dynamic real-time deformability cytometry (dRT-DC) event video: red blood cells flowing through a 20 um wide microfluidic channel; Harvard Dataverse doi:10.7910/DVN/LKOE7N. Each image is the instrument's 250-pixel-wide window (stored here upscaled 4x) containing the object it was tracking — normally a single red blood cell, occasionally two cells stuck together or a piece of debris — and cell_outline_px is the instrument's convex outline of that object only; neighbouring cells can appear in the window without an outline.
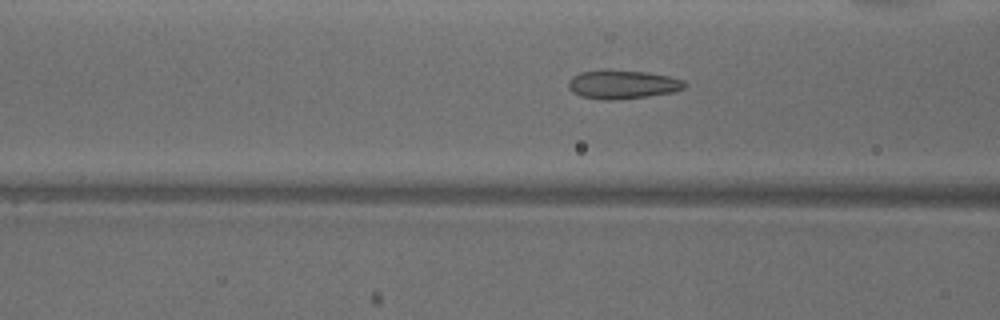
{"species": "common noctule bat (a hibernating species)", "species_latin": "Nyctalus noctula", "temperature_condition": "warm", "stored_images_in_passage": 45, "camera_frame_rate_fps": 3000, "um_per_image_px": 0.085, "animal": {"sex": "male", "body_mass_g": 18.8}, "frame": {"image": 1, "passage_image": 19, "time_ms": 6.0, "image_size_px": [1000, 320], "cell_outline_px": [[684, 88], [672, 92], [648, 96], [616, 100], [604, 100], [580, 96], [572, 92], [568, 88], [568, 80], [572, 76], [580, 72], [648, 72], [668, 76], [684, 80]], "centroid_in_image_um": [52.89, 7.21], "position_along_channel_um": 113.7, "area_um2": 18.84}}
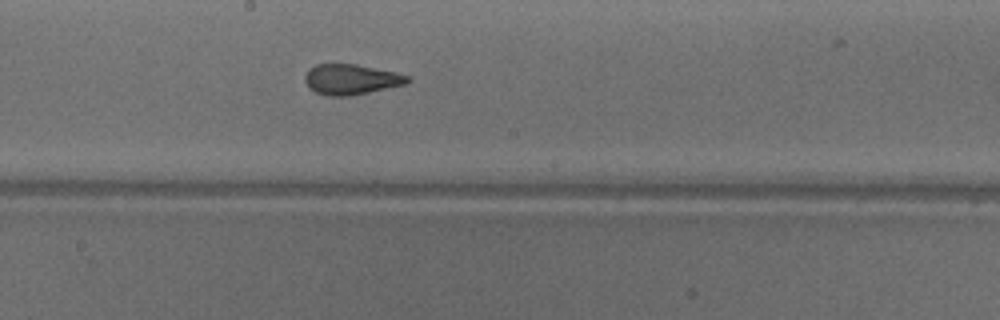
{"frame": {"image": 2, "passage_image": 27, "time_ms": 8.667, "image_size_px": [1000, 320], "cell_outline_px": [[412, 80], [408, 84], [352, 96], [328, 96], [316, 92], [308, 88], [304, 80], [304, 76], [308, 68], [316, 64], [356, 64], [396, 72], [408, 76]], "centroid_in_image_um": [29.85, 6.75], "position_along_channel_um": 218.4, "area_um2": 18.5}}
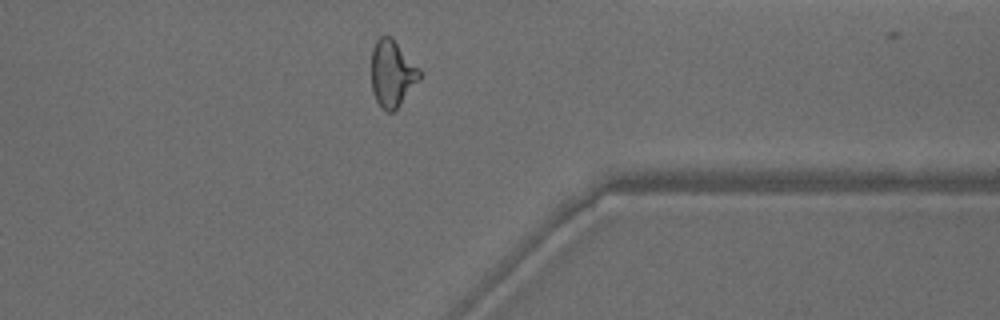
{"frame": {"image": 3, "passage_image": 40, "time_ms": 13.0, "image_size_px": [1000, 320], "cell_outline_px": [[420, 80], [400, 104], [392, 112], [388, 112], [376, 100], [372, 92], [372, 48], [376, 40], [380, 36], [392, 36], [420, 68]], "centroid_in_image_um": [33.35, 6.2], "position_along_channel_um": 378.1, "area_um2": 18.73}}